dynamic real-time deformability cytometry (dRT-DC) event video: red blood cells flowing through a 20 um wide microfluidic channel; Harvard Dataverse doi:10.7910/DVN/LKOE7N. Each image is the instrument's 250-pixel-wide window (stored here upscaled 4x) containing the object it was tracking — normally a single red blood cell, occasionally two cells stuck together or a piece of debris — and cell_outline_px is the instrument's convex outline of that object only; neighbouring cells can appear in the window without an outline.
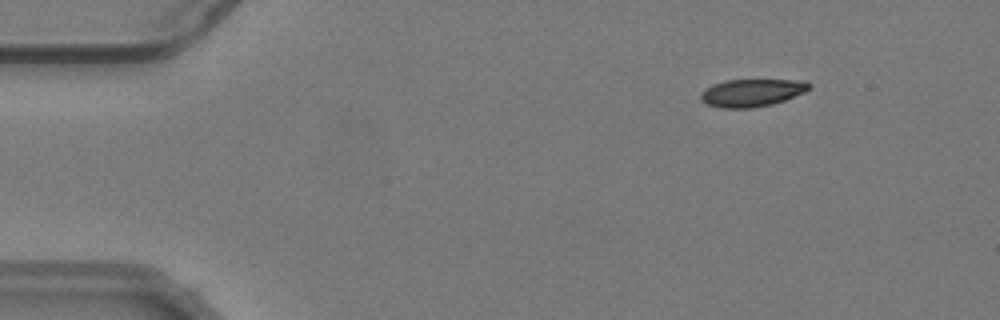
{"species": "common noctule bat (a hibernating species)", "species_latin": "Nyctalus noctula", "temperature_condition": "warm", "stored_images_in_passage": 56, "camera_frame_rate_fps": 3000, "um_per_image_px": 0.085, "animal": {"sex": "male", "body_mass_g": 19.2, "forearm_length_mm": 51.8}, "frame": {"image": 1, "passage_image": 8, "time_ms": 2.333, "image_size_px": [1000, 320], "cell_outline_px": [[812, 88], [804, 92], [784, 100], [772, 104], [752, 108], [720, 108], [708, 104], [700, 100], [700, 92], [704, 88], [712, 84], [724, 80], [808, 80], [812, 84]], "centroid_in_image_um": [63.9, 7.87], "position_along_channel_um": 21.1, "area_um2": 17.69}}
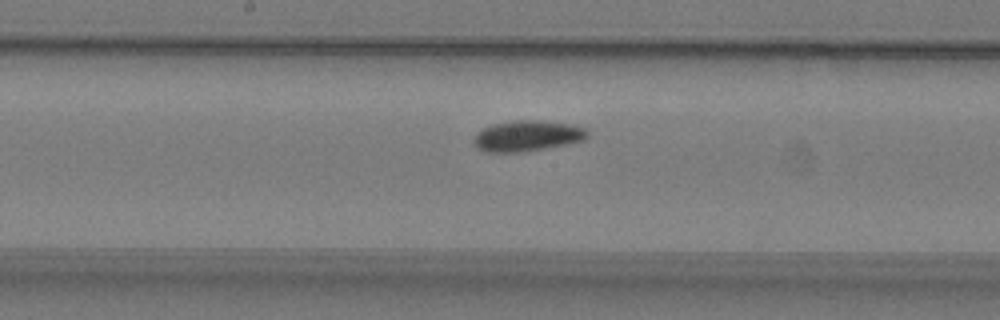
{"frame": {"image": 2, "passage_image": 30, "time_ms": 9.667, "image_size_px": [1000, 320], "cell_outline_px": [[588, 136], [584, 140], [568, 144], [520, 152], [488, 152], [476, 148], [472, 140], [476, 132], [492, 124], [516, 120], [544, 120], [568, 124], [584, 128], [588, 132]], "centroid_in_image_um": [44.78, 11.55], "position_along_channel_um": 203.4, "area_um2": 20.4}}
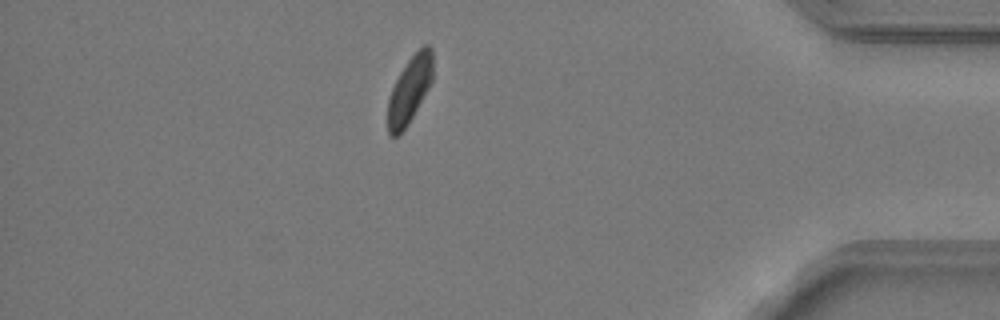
{"frame": {"image": 3, "passage_image": 49, "time_ms": 16.0, "image_size_px": [1000, 320], "cell_outline_px": [[432, 80], [428, 88], [408, 124], [396, 136], [388, 136], [388, 100], [392, 88], [400, 72], [408, 60], [424, 44], [428, 44], [432, 48]], "centroid_in_image_um": [34.81, 7.62], "position_along_channel_um": 400.4, "area_um2": 17.11}, "authors_computed_cell_mechanics": {"area_um2": 18.8428, "velocity_mm_per_s": 3.748, "shape_relaxation_time_tau1_ms": 3.9475, "shape_relaxation_time_tau2_ms": null, "deformation_change_tau1": 0.1145, "deformation_change_tau2": null}}